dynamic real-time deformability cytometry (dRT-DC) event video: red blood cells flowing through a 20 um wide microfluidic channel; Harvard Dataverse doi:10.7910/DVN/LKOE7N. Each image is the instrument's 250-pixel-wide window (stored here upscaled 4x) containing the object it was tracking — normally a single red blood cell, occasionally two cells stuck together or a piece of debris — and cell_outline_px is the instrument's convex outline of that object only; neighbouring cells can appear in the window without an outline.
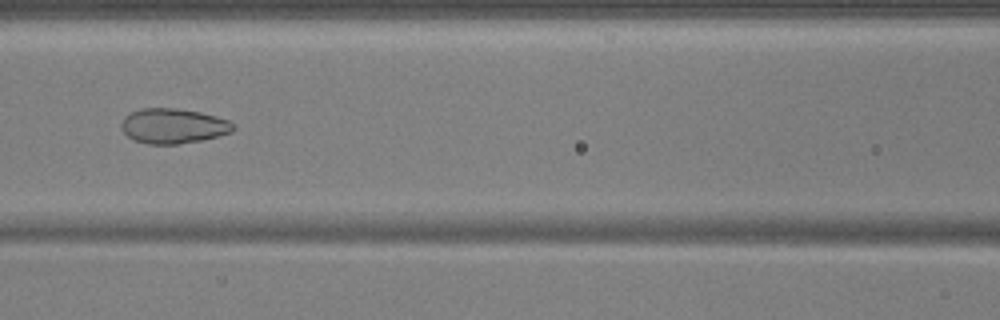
{"species": "common noctule bat (a hibernating species)", "species_latin": "Nyctalus noctula", "temperature_condition": "warm", "stored_images_in_passage": 38, "camera_frame_rate_fps": 3000, "um_per_image_px": 0.085, "animal": {"sex": "male", "body_mass_g": 17.9, "forearm_length_mm": 54.2}, "frame": {"image": 1, "passage_image": 9, "time_ms": 2.667, "image_size_px": [1000, 320], "cell_outline_px": [[236, 128], [232, 132], [200, 140], [180, 144], [148, 144], [136, 140], [128, 136], [120, 128], [120, 124], [124, 116], [132, 112], [144, 108], [172, 108], [200, 112], [216, 116], [228, 120]], "centroid_in_image_um": [14.71, 10.71], "position_along_channel_um": 151.9, "area_um2": 22.66}}
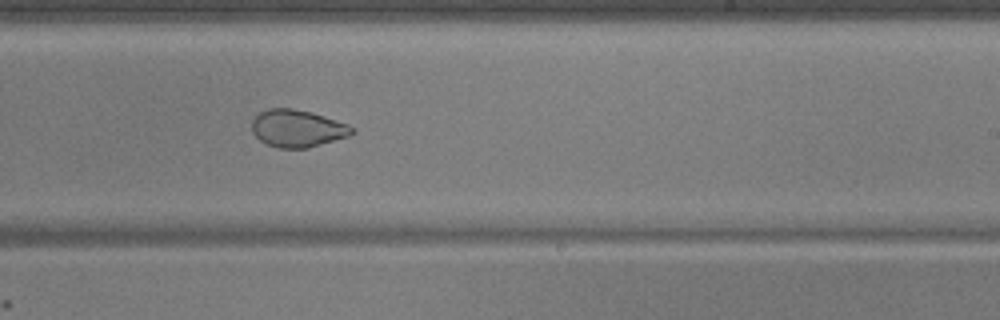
{"frame": {"image": 2, "passage_image": 18, "time_ms": 5.667, "image_size_px": [1000, 320], "cell_outline_px": [[356, 132], [348, 136], [308, 148], [280, 148], [268, 144], [260, 140], [252, 132], [252, 120], [260, 112], [268, 108], [292, 108], [312, 112], [348, 124]], "centroid_in_image_um": [25.27, 10.91], "position_along_channel_um": 263.7, "area_um2": 21.68}}
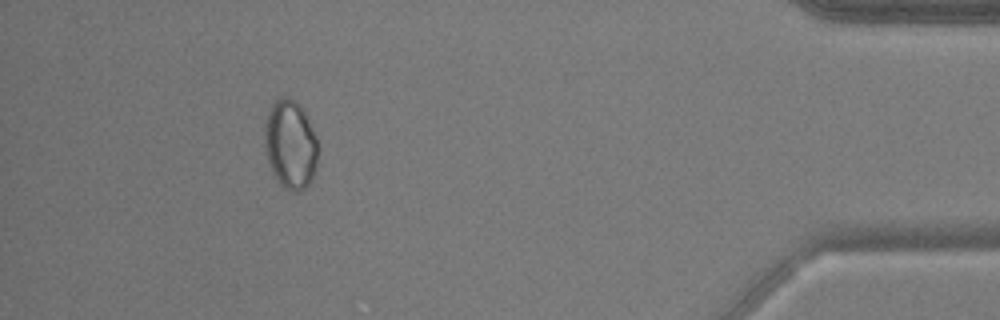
{"frame": {"image": 3, "passage_image": 34, "time_ms": 11.0, "image_size_px": [1000, 320], "cell_outline_px": [[320, 148], [316, 172], [312, 180], [300, 192], [292, 192], [284, 188], [280, 184], [272, 172], [268, 160], [264, 144], [264, 128], [268, 108], [280, 96], [288, 96], [296, 100], [300, 104], [316, 136]], "centroid_in_image_um": [24.71, 12.28], "position_along_channel_um": 410.5, "area_um2": 28.38}, "authors_computed_cell_mechanics": {"area_um2": 24.2471, "velocity_mm_per_s": 3.7439, "shape_relaxation_time_tau1_ms": 5.9152, "shape_relaxation_time_tau2_ms": 1.2718, "deformation_change_tau1": 0.1674, "deformation_change_tau2": 0.0621}}